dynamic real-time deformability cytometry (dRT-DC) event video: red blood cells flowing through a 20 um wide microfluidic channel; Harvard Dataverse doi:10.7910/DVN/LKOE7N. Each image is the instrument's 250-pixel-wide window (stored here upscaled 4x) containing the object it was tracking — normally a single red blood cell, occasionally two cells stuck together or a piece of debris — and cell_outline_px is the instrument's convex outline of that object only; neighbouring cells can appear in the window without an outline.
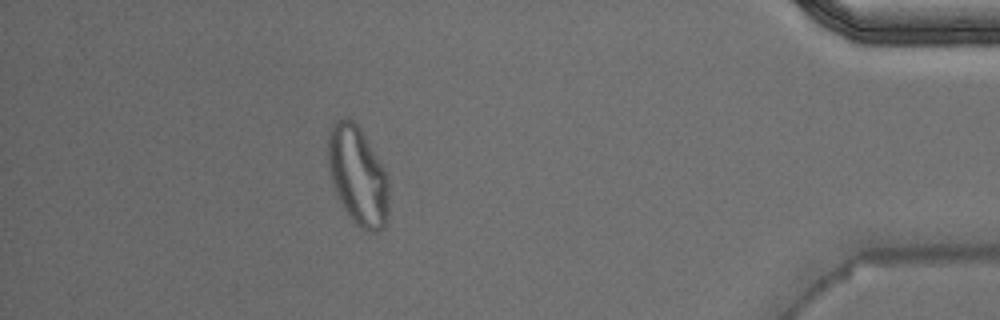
{"species": "Egyptian fruit bat (a non-hibernating species)", "species_latin": "Rousettus aegyptiacus", "temperature_condition": "warm", "stored_images_in_passage": 39, "camera_frame_rate_fps": 3000, "um_per_image_px": 0.085, "animal": {"sex": "male"}, "frame": {"image": 1, "passage_image": 34, "time_ms": 11.0, "image_size_px": [1000, 320], "cell_outline_px": [[388, 224], [384, 228], [376, 232], [368, 232], [360, 228], [352, 220], [344, 208], [336, 192], [328, 168], [328, 132], [332, 124], [336, 120], [348, 116], [360, 128], [384, 168], [388, 176]], "centroid_in_image_um": [30.43, 14.95], "position_along_channel_um": 404.8, "area_um2": 35.14}}